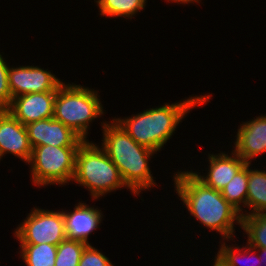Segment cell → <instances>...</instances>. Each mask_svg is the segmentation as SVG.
<instances>
[{"label": "cell", "instance_id": "cell-3", "mask_svg": "<svg viewBox=\"0 0 266 266\" xmlns=\"http://www.w3.org/2000/svg\"><path fill=\"white\" fill-rule=\"evenodd\" d=\"M101 128L103 138L99 145L118 168L128 191L140 196L142 191L156 186L149 162L158 153L139 145L113 118L111 122H101Z\"/></svg>", "mask_w": 266, "mask_h": 266}, {"label": "cell", "instance_id": "cell-7", "mask_svg": "<svg viewBox=\"0 0 266 266\" xmlns=\"http://www.w3.org/2000/svg\"><path fill=\"white\" fill-rule=\"evenodd\" d=\"M13 234L19 244L58 245L66 239L63 213L34 207Z\"/></svg>", "mask_w": 266, "mask_h": 266}, {"label": "cell", "instance_id": "cell-5", "mask_svg": "<svg viewBox=\"0 0 266 266\" xmlns=\"http://www.w3.org/2000/svg\"><path fill=\"white\" fill-rule=\"evenodd\" d=\"M99 92L76 83H62L56 93L53 118L88 140L90 124L105 112Z\"/></svg>", "mask_w": 266, "mask_h": 266}, {"label": "cell", "instance_id": "cell-17", "mask_svg": "<svg viewBox=\"0 0 266 266\" xmlns=\"http://www.w3.org/2000/svg\"><path fill=\"white\" fill-rule=\"evenodd\" d=\"M98 6L99 14L101 17H111L112 19L114 17H121L132 19L135 17V15L142 11L147 0H94Z\"/></svg>", "mask_w": 266, "mask_h": 266}, {"label": "cell", "instance_id": "cell-6", "mask_svg": "<svg viewBox=\"0 0 266 266\" xmlns=\"http://www.w3.org/2000/svg\"><path fill=\"white\" fill-rule=\"evenodd\" d=\"M79 147L36 146L32 149L30 168L33 185L63 187L72 181L75 173L76 154Z\"/></svg>", "mask_w": 266, "mask_h": 266}, {"label": "cell", "instance_id": "cell-10", "mask_svg": "<svg viewBox=\"0 0 266 266\" xmlns=\"http://www.w3.org/2000/svg\"><path fill=\"white\" fill-rule=\"evenodd\" d=\"M26 126L7 109L0 110V161L5 154H12L26 164L32 155Z\"/></svg>", "mask_w": 266, "mask_h": 266}, {"label": "cell", "instance_id": "cell-25", "mask_svg": "<svg viewBox=\"0 0 266 266\" xmlns=\"http://www.w3.org/2000/svg\"><path fill=\"white\" fill-rule=\"evenodd\" d=\"M165 1H167V2H174V3H178V5L179 4H184V5H188L189 3L191 4H194V3H196V4H200V2H201V0H165Z\"/></svg>", "mask_w": 266, "mask_h": 266}, {"label": "cell", "instance_id": "cell-16", "mask_svg": "<svg viewBox=\"0 0 266 266\" xmlns=\"http://www.w3.org/2000/svg\"><path fill=\"white\" fill-rule=\"evenodd\" d=\"M247 185L248 163L221 190L222 196L240 212L241 216L246 215Z\"/></svg>", "mask_w": 266, "mask_h": 266}, {"label": "cell", "instance_id": "cell-12", "mask_svg": "<svg viewBox=\"0 0 266 266\" xmlns=\"http://www.w3.org/2000/svg\"><path fill=\"white\" fill-rule=\"evenodd\" d=\"M237 130L233 151L246 163L266 154V114L242 122Z\"/></svg>", "mask_w": 266, "mask_h": 266}, {"label": "cell", "instance_id": "cell-13", "mask_svg": "<svg viewBox=\"0 0 266 266\" xmlns=\"http://www.w3.org/2000/svg\"><path fill=\"white\" fill-rule=\"evenodd\" d=\"M207 172L201 175V172L191 170L195 176L208 187L221 191L227 183L239 172L247 163L238 156L233 150L230 155L228 152L208 153ZM206 174V175H205Z\"/></svg>", "mask_w": 266, "mask_h": 266}, {"label": "cell", "instance_id": "cell-20", "mask_svg": "<svg viewBox=\"0 0 266 266\" xmlns=\"http://www.w3.org/2000/svg\"><path fill=\"white\" fill-rule=\"evenodd\" d=\"M219 243V247L217 250V255L228 265V266H240V262L241 260H243L244 258H251L248 259V261L250 260L252 263H256L258 264V266H261L262 263L260 261V257L257 253V250L253 247H251L248 243H245L247 245H242L240 247V245L238 246V244L235 243V245H228L225 240L224 242H222V240ZM221 245V246H220ZM237 246V247H236ZM246 256V257H245ZM243 258V259H242ZM241 259V260H240ZM245 260V259H244ZM256 260V261H255ZM247 260L246 262L249 263ZM246 263V264H247ZM251 263V264H252ZM245 264V263H244ZM256 264V265H257ZM255 265V264H254ZM248 266V264H247ZM253 266V265H251Z\"/></svg>", "mask_w": 266, "mask_h": 266}, {"label": "cell", "instance_id": "cell-21", "mask_svg": "<svg viewBox=\"0 0 266 266\" xmlns=\"http://www.w3.org/2000/svg\"><path fill=\"white\" fill-rule=\"evenodd\" d=\"M86 243L64 239L57 245L55 266H78Z\"/></svg>", "mask_w": 266, "mask_h": 266}, {"label": "cell", "instance_id": "cell-26", "mask_svg": "<svg viewBox=\"0 0 266 266\" xmlns=\"http://www.w3.org/2000/svg\"><path fill=\"white\" fill-rule=\"evenodd\" d=\"M215 255L216 256L213 258L214 264L212 266H228L217 254Z\"/></svg>", "mask_w": 266, "mask_h": 266}, {"label": "cell", "instance_id": "cell-15", "mask_svg": "<svg viewBox=\"0 0 266 266\" xmlns=\"http://www.w3.org/2000/svg\"><path fill=\"white\" fill-rule=\"evenodd\" d=\"M251 164L248 163L246 215L266 212V170L253 169Z\"/></svg>", "mask_w": 266, "mask_h": 266}, {"label": "cell", "instance_id": "cell-2", "mask_svg": "<svg viewBox=\"0 0 266 266\" xmlns=\"http://www.w3.org/2000/svg\"><path fill=\"white\" fill-rule=\"evenodd\" d=\"M212 93L189 96L175 103H164L156 108H149L128 117H115L114 120L139 145L155 152H160L164 144L172 138L177 126L195 107L206 105Z\"/></svg>", "mask_w": 266, "mask_h": 266}, {"label": "cell", "instance_id": "cell-1", "mask_svg": "<svg viewBox=\"0 0 266 266\" xmlns=\"http://www.w3.org/2000/svg\"><path fill=\"white\" fill-rule=\"evenodd\" d=\"M172 181L179 200L201 226L219 233L222 241L236 238L234 224L241 228L242 216L221 191L205 185L191 170L176 171Z\"/></svg>", "mask_w": 266, "mask_h": 266}, {"label": "cell", "instance_id": "cell-22", "mask_svg": "<svg viewBox=\"0 0 266 266\" xmlns=\"http://www.w3.org/2000/svg\"><path fill=\"white\" fill-rule=\"evenodd\" d=\"M78 266H114V264L99 249L97 250L92 244H87Z\"/></svg>", "mask_w": 266, "mask_h": 266}, {"label": "cell", "instance_id": "cell-19", "mask_svg": "<svg viewBox=\"0 0 266 266\" xmlns=\"http://www.w3.org/2000/svg\"><path fill=\"white\" fill-rule=\"evenodd\" d=\"M241 229L253 248H266V212L242 216Z\"/></svg>", "mask_w": 266, "mask_h": 266}, {"label": "cell", "instance_id": "cell-14", "mask_svg": "<svg viewBox=\"0 0 266 266\" xmlns=\"http://www.w3.org/2000/svg\"><path fill=\"white\" fill-rule=\"evenodd\" d=\"M73 209L70 212L62 209L66 238L91 244L89 235L100 228L103 212L94 205L92 207L80 201Z\"/></svg>", "mask_w": 266, "mask_h": 266}, {"label": "cell", "instance_id": "cell-11", "mask_svg": "<svg viewBox=\"0 0 266 266\" xmlns=\"http://www.w3.org/2000/svg\"><path fill=\"white\" fill-rule=\"evenodd\" d=\"M56 93L35 92L16 96L7 110L23 125L53 118Z\"/></svg>", "mask_w": 266, "mask_h": 266}, {"label": "cell", "instance_id": "cell-23", "mask_svg": "<svg viewBox=\"0 0 266 266\" xmlns=\"http://www.w3.org/2000/svg\"><path fill=\"white\" fill-rule=\"evenodd\" d=\"M0 53V110L7 109L12 102V94L8 85V69L9 63Z\"/></svg>", "mask_w": 266, "mask_h": 266}, {"label": "cell", "instance_id": "cell-4", "mask_svg": "<svg viewBox=\"0 0 266 266\" xmlns=\"http://www.w3.org/2000/svg\"><path fill=\"white\" fill-rule=\"evenodd\" d=\"M73 181L90 191L93 200L121 188L128 189L106 151L89 140H85L77 151Z\"/></svg>", "mask_w": 266, "mask_h": 266}, {"label": "cell", "instance_id": "cell-18", "mask_svg": "<svg viewBox=\"0 0 266 266\" xmlns=\"http://www.w3.org/2000/svg\"><path fill=\"white\" fill-rule=\"evenodd\" d=\"M18 252L26 266H55L57 245L19 244Z\"/></svg>", "mask_w": 266, "mask_h": 266}, {"label": "cell", "instance_id": "cell-9", "mask_svg": "<svg viewBox=\"0 0 266 266\" xmlns=\"http://www.w3.org/2000/svg\"><path fill=\"white\" fill-rule=\"evenodd\" d=\"M25 126L32 148L43 145L79 147L85 141L71 128L54 118L31 122Z\"/></svg>", "mask_w": 266, "mask_h": 266}, {"label": "cell", "instance_id": "cell-8", "mask_svg": "<svg viewBox=\"0 0 266 266\" xmlns=\"http://www.w3.org/2000/svg\"><path fill=\"white\" fill-rule=\"evenodd\" d=\"M63 83L50 70L40 66L22 65L8 69V85L12 98L28 93L57 91Z\"/></svg>", "mask_w": 266, "mask_h": 266}, {"label": "cell", "instance_id": "cell-24", "mask_svg": "<svg viewBox=\"0 0 266 266\" xmlns=\"http://www.w3.org/2000/svg\"><path fill=\"white\" fill-rule=\"evenodd\" d=\"M257 250V253L260 257V261L262 263V266H266V248H255Z\"/></svg>", "mask_w": 266, "mask_h": 266}]
</instances>
